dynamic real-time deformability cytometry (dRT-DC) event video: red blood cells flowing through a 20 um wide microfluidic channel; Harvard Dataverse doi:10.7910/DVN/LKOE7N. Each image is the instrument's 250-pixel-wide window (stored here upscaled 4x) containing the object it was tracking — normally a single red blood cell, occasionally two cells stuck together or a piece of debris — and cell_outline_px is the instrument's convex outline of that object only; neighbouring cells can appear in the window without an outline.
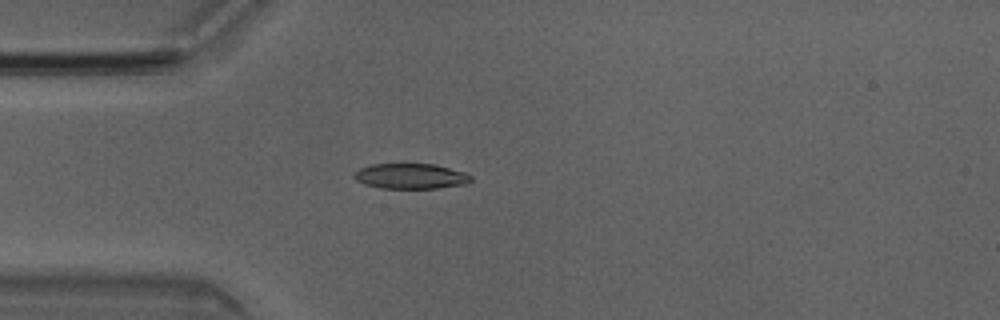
{"species": "Egyptian fruit bat (a non-hibernating species)", "species_latin": "Rousettus aegyptiacus", "temperature_condition": "room temperature", "stored_images_in_passage": 38, "camera_frame_rate_fps": 3000, "um_per_image_px": 0.085, "animal": {"sex": "male"}, "frame": {"image": 1, "passage_image": 1, "time_ms": 0.0, "image_size_px": [1000, 320], "cell_outline_px": [[472, 180], [468, 184], [436, 188], [380, 188], [364, 184], [356, 180], [352, 176], [352, 172], [360, 168], [372, 164], [436, 164], [464, 172], [472, 176]], "centroid_in_image_um": [34.9, 14.97], "position_along_channel_um": 50.1, "area_um2": 17.4}}
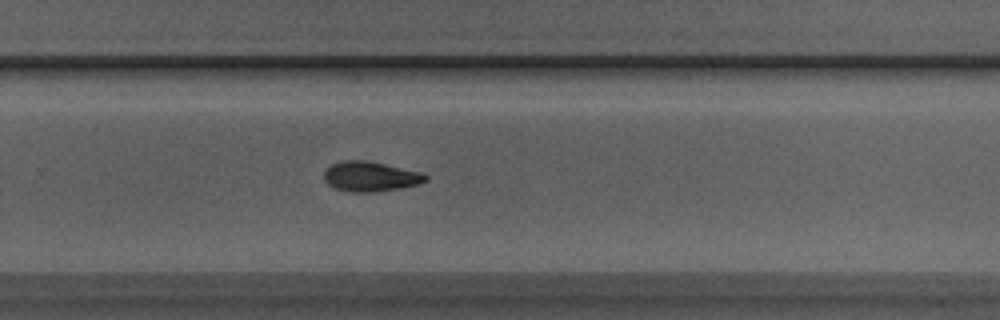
{"frame": {"image": 2, "passage_image": 20, "time_ms": 6.333, "image_size_px": [1000, 320], "cell_outline_px": [[428, 180], [416, 184], [400, 188], [372, 192], [352, 192], [332, 188], [324, 180], [324, 172], [332, 164], [344, 160], [368, 160], [424, 172], [428, 176]], "centroid_in_image_um": [31.49, 14.99], "position_along_channel_um": 298.3, "area_um2": 17.86}}
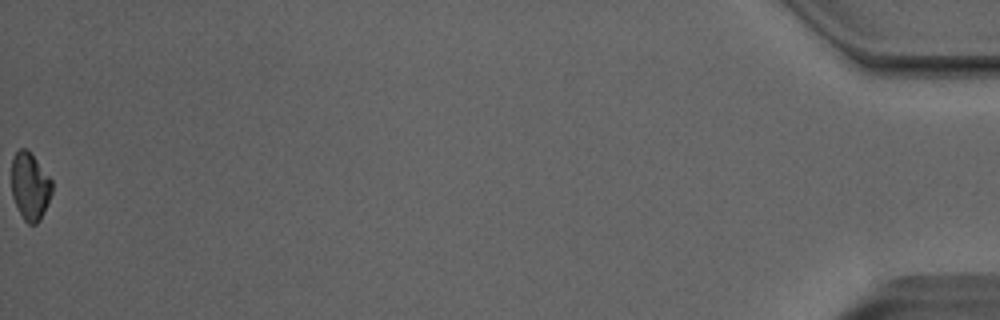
{"frame": {"image": 3, "passage_image": 38, "time_ms": 12.333, "image_size_px": [1000, 320], "cell_outline_px": [[52, 192], [40, 220], [36, 224], [28, 224], [24, 220], [12, 196], [12, 156], [20, 148], [24, 148], [36, 160], [52, 180]], "centroid_in_image_um": [2.54, 15.84], "position_along_channel_um": 432.7, "area_um2": 15.61}, "authors_computed_cell_mechanics": {"area_um2": 17.4267, "velocity_mm_per_s": 4.0595, "shape_relaxation_time_tau1_ms": null, "shape_relaxation_time_tau2_ms": 5.1572, "deformation_change_tau1": null, "deformation_change_tau2": 0.1076}}